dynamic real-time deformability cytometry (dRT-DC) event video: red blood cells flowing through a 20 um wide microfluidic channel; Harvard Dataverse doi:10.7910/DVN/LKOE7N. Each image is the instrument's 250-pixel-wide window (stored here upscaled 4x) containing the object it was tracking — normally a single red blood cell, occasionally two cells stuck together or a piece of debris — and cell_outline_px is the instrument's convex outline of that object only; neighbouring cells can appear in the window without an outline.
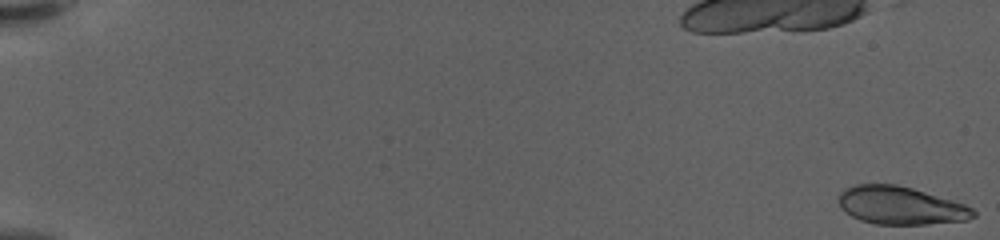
{"species": "human", "species_latin": "Homo sapiens", "temperature_condition": "warm", "stored_images_in_passage": 59, "camera_frame_rate_fps": 3000, "um_per_image_px": 0.085, "donor": {"sex": "female"}, "frame": {"image": 1, "passage_image": 1, "time_ms": 0.0, "image_size_px": [1000, 240], "cell_outline_px": [[976, 216], [968, 220], [928, 224], [876, 224], [860, 220], [844, 212], [840, 208], [840, 192], [844, 188], [856, 184], [896, 184], [912, 188], [952, 200], [964, 204], [972, 208], [976, 212]], "centroid_in_image_um": [76.54, 17.47], "position_along_channel_um": 8.5, "area_um2": 29.77}}
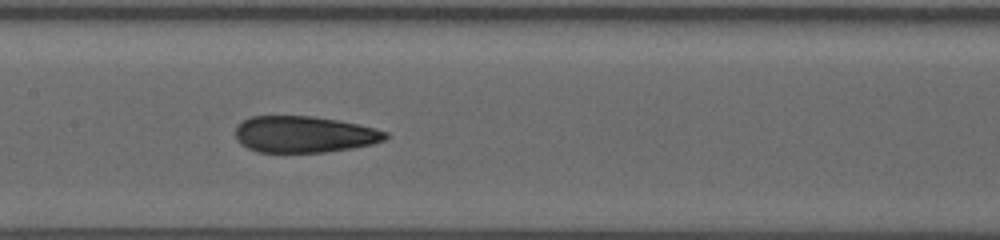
{"frame": {"image": 2, "passage_image": 32, "time_ms": 10.333, "image_size_px": [1000, 240], "cell_outline_px": [[392, 136], [384, 140], [372, 144], [352, 148], [324, 152], [256, 152], [240, 144], [236, 140], [236, 128], [244, 120], [252, 116], [312, 116], [336, 120], [376, 128], [388, 132]], "centroid_in_image_um": [25.87, 11.42], "position_along_channel_um": 181.5, "area_um2": 31.91}}
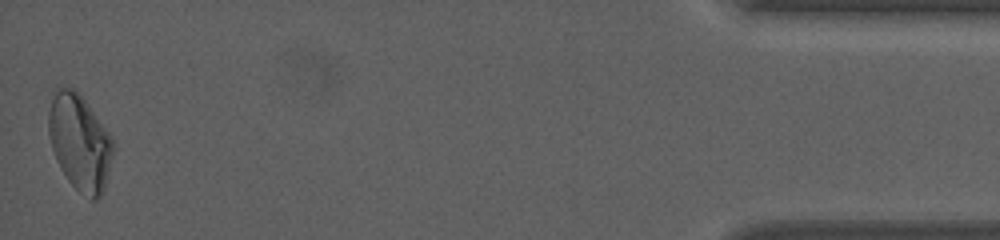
{"frame": {"image": 3, "passage_image": 59, "time_ms": 19.333, "image_size_px": [1000, 240], "cell_outline_px": [[116, 144], [104, 188], [100, 196], [96, 200], [92, 200], [80, 192], [68, 180], [60, 168], [56, 160], [52, 148], [48, 132], [48, 112], [56, 84], [72, 88], [84, 100], [112, 136]], "centroid_in_image_um": [6.77, 12.08], "position_along_channel_um": 428.4, "area_um2": 36.18}, "authors_computed_cell_mechanics": {"area_um2": 31.9056, "velocity_mm_per_s": 3.6156, "shape_relaxation_time_tau1_ms": null, "shape_relaxation_time_tau2_ms": 1.6756, "deformation_change_tau1": null, "deformation_change_tau2": 0.0771}}